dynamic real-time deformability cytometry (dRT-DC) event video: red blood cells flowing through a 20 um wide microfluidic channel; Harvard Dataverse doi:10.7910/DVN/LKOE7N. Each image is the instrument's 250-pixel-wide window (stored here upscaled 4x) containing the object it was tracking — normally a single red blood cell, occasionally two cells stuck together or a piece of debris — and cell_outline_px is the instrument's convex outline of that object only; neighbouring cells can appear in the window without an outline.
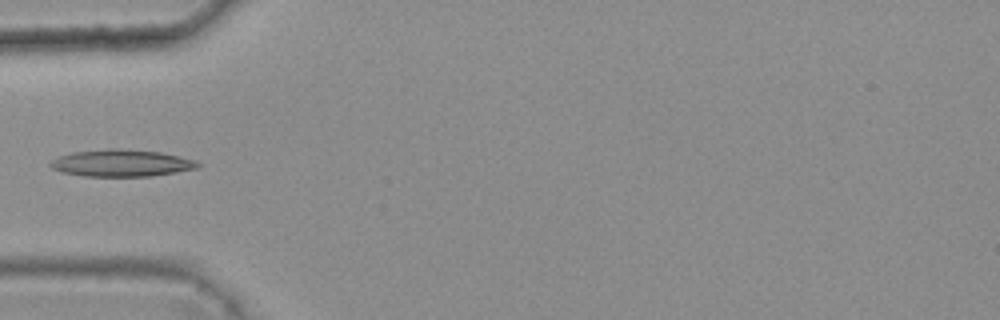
{"species": "common noctule bat (a hibernating species)", "species_latin": "Nyctalus noctula", "temperature_condition": "warm", "stored_images_in_passage": 1, "camera_frame_rate_fps": 3000, "um_per_image_px": 0.085, "animal": {"sex": "female", "body_mass_g": 25.1}, "frame": {"image": 1, "passage_image": 1, "time_ms": 0.0, "image_size_px": [1000, 320], "cell_outline_px": [[200, 168], [148, 176], [84, 176], [60, 172], [52, 168], [48, 164], [52, 160], [60, 156], [72, 152], [108, 148], [116, 148], [160, 152], [196, 160], [200, 164]], "centroid_in_image_um": [10.3, 13.86], "position_along_channel_um": 74.7, "area_um2": 23.12}}